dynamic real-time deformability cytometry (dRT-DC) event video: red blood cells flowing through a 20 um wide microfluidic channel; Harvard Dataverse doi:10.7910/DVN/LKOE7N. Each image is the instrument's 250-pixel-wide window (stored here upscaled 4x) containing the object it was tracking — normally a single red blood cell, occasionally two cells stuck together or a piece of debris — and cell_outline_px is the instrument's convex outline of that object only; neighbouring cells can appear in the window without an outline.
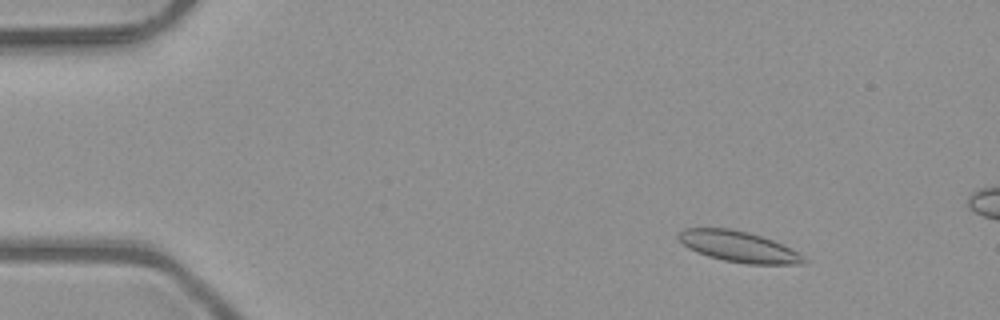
{"species": "common noctule bat (a hibernating species)", "species_latin": "Nyctalus noctula", "temperature_condition": "room temperature", "stored_images_in_passage": 5, "camera_frame_rate_fps": 3000, "um_per_image_px": 0.085, "animal": {"sex": "male", "body_mass_g": 23.1, "forearm_length_mm": 52.7}, "frame": {"image": 1, "passage_image": 2, "time_ms": 0.333, "image_size_px": [1000, 320], "cell_outline_px": [[808, 260], [804, 264], [748, 264], [724, 260], [708, 256], [696, 252], [688, 248], [676, 236], [684, 228], [732, 228], [748, 232], [784, 244], [792, 248], [804, 256]], "centroid_in_image_um": [62.81, 20.96], "position_along_channel_um": 22.2, "area_um2": 22.6}}